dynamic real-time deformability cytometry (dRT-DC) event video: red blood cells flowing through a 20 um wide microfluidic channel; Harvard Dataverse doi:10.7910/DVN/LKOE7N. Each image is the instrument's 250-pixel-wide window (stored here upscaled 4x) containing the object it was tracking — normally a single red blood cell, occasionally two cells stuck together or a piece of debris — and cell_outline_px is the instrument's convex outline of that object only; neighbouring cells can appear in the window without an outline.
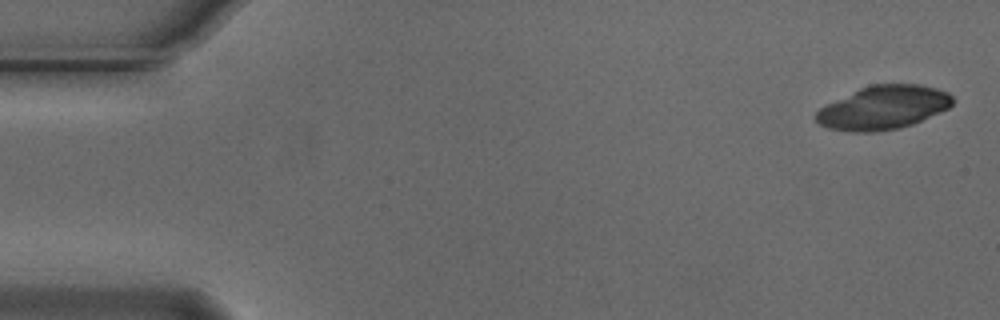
{"species": "Egyptian fruit bat (a non-hibernating species)", "species_latin": "Rousettus aegyptiacus", "temperature_condition": "cold", "stored_images_in_passage": 19, "camera_frame_rate_fps": 3000, "um_per_image_px": 0.085, "animal": {"sex": "male"}, "frame": {"image": 1, "passage_image": 1, "time_ms": 0.0, "image_size_px": [1000, 320], "cell_outline_px": [[956, 100], [948, 108], [940, 112], [912, 124], [900, 128], [872, 132], [848, 132], [828, 128], [820, 124], [816, 120], [816, 112], [820, 108], [860, 88], [872, 84], [920, 84], [936, 88], [948, 92]], "centroid_in_image_um": [75.11, 9.15], "position_along_channel_um": 9.9, "area_um2": 34.56}}